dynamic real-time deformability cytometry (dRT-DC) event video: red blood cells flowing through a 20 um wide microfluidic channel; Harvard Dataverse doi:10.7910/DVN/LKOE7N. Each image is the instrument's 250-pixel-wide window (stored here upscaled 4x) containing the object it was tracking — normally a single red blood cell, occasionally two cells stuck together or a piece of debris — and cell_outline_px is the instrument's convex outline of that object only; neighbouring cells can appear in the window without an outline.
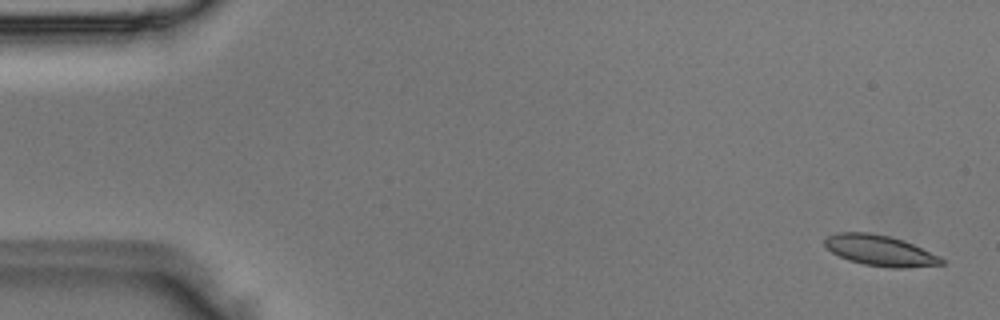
{"species": "Egyptian fruit bat (a non-hibernating species)", "species_latin": "Rousettus aegyptiacus", "temperature_condition": "room temperature", "stored_images_in_passage": 7, "camera_frame_rate_fps": 3000, "um_per_image_px": 0.085, "animal": {"sex": "male"}, "frame": {"image": 1, "passage_image": 1, "time_ms": 0.0, "image_size_px": [1000, 320], "cell_outline_px": [[944, 264], [904, 268], [892, 268], [864, 264], [848, 260], [832, 252], [824, 244], [824, 236], [836, 232], [868, 232], [888, 236], [904, 240], [940, 256], [944, 260]], "centroid_in_image_um": [74.78, 21.28], "position_along_channel_um": 10.2, "area_um2": 20.92}}
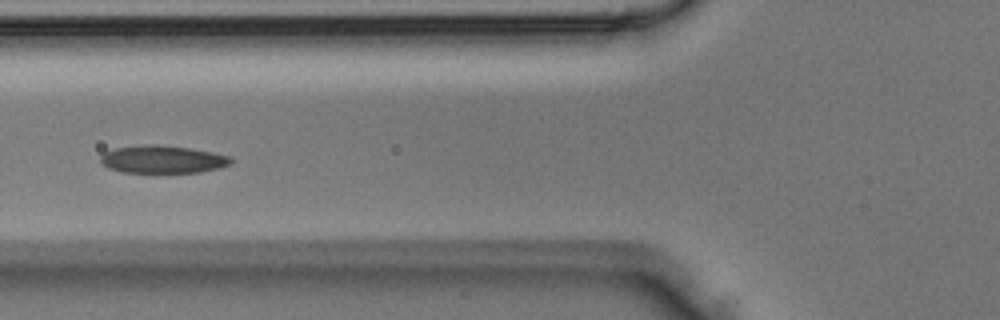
{"frame": {"image": 2, "passage_image": 6, "time_ms": 1.667, "image_size_px": [1000, 320], "cell_outline_px": [[232, 164], [220, 168], [200, 172], [124, 172], [108, 168], [100, 160], [100, 156], [104, 152], [116, 148], [156, 144], [188, 148], [212, 152], [232, 156]], "centroid_in_image_um": [13.87, 13.55], "position_along_channel_um": 111.9, "area_um2": 20.87}}
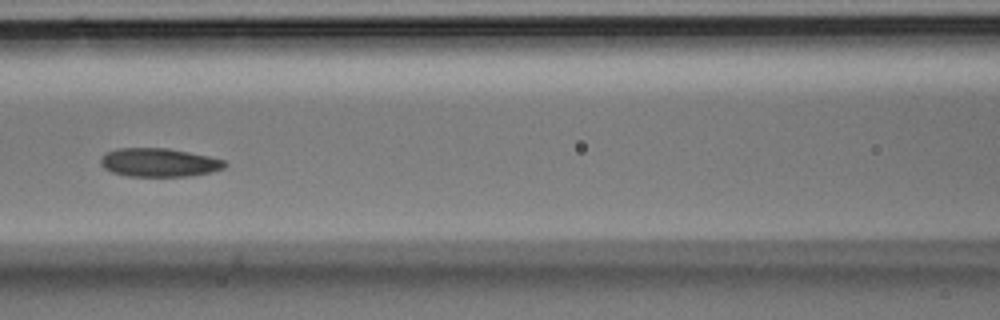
{"frame": {"image": 3, "passage_image": 7, "time_ms": 2.0, "image_size_px": [1000, 320], "cell_outline_px": [[228, 164], [224, 168], [212, 172], [188, 176], [128, 176], [112, 172], [104, 168], [100, 164], [100, 160], [108, 152], [120, 148], [168, 148], [208, 156], [224, 160]], "centroid_in_image_um": [13.54, 13.82], "position_along_channel_um": 153.1, "area_um2": 20.52}}